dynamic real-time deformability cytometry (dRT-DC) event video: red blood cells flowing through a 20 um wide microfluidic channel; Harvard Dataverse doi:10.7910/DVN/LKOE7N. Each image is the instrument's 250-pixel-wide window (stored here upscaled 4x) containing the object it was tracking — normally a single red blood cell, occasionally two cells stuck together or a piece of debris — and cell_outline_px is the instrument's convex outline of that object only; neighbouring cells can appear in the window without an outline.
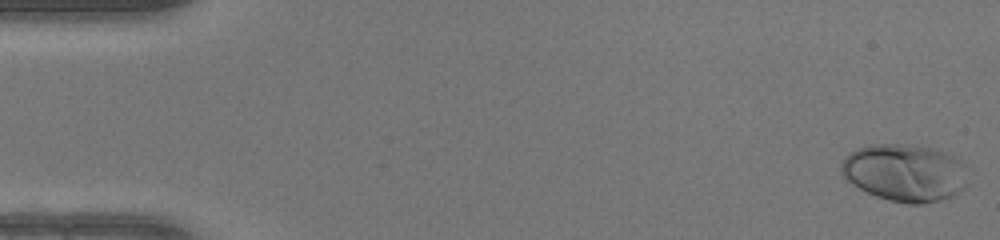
{"species": "human", "species_latin": "Homo sapiens", "temperature_condition": "warm", "stored_images_in_passage": 50, "camera_frame_rate_fps": 3000, "um_per_image_px": 0.085, "donor": {"sex": "female"}, "frame": {"image": 1, "passage_image": 1, "time_ms": 0.0, "image_size_px": [1000, 240], "cell_outline_px": [[968, 184], [964, 188], [952, 196], [940, 200], [924, 204], [908, 204], [888, 200], [876, 196], [852, 184], [840, 172], [840, 164], [844, 156], [868, 144], [900, 144], [932, 148], [944, 152], [952, 156], [964, 164]], "centroid_in_image_um": [76.9, 14.69], "position_along_channel_um": 8.1, "area_um2": 42.37}}
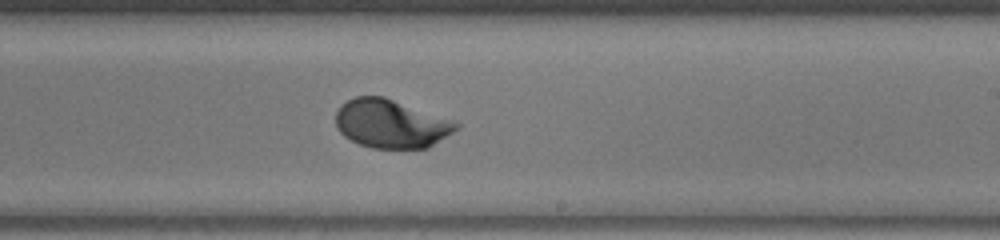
{"frame": {"image": 2, "passage_image": 30, "time_ms": 9.667, "image_size_px": [1000, 240], "cell_outline_px": [[460, 128], [428, 148], [372, 148], [360, 144], [344, 136], [336, 128], [336, 112], [340, 104], [356, 96], [384, 96], [452, 120], [460, 124]], "centroid_in_image_um": [33.23, 10.51], "position_along_channel_um": 255.8, "area_um2": 34.04}}
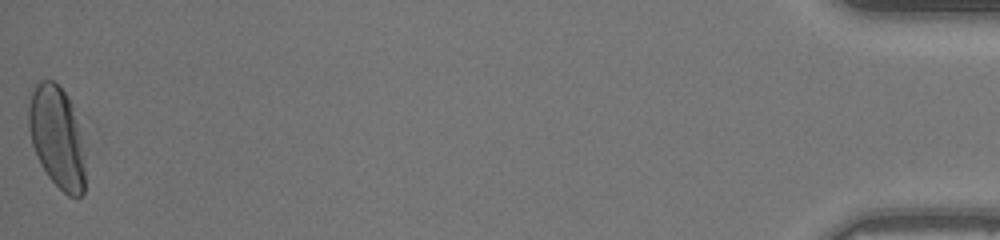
{"frame": {"image": 3, "passage_image": 50, "time_ms": 16.333, "image_size_px": [1000, 240], "cell_outline_px": [[84, 192], [80, 196], [68, 196], [48, 176], [40, 164], [36, 156], [32, 144], [28, 128], [28, 108], [32, 92], [36, 84], [40, 80], [52, 80], [64, 92], [72, 104], [84, 156]], "centroid_in_image_um": [4.81, 11.66], "position_along_channel_um": 430.4, "area_um2": 33.06}, "authors_computed_cell_mechanics": {"area_um2": 33.7841, "velocity_mm_per_s": 4.1519, "shape_relaxation_time_tau1_ms": 2.6659, "shape_relaxation_time_tau2_ms": null, "deformation_change_tau1": 0.1765, "deformation_change_tau2": null}}